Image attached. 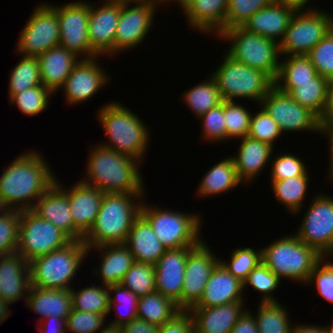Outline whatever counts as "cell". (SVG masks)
Wrapping results in <instances>:
<instances>
[{"label":"cell","instance_id":"obj_1","mask_svg":"<svg viewBox=\"0 0 333 333\" xmlns=\"http://www.w3.org/2000/svg\"><path fill=\"white\" fill-rule=\"evenodd\" d=\"M35 151L15 158L0 176L1 209L32 210L36 201L55 182L45 159Z\"/></svg>","mask_w":333,"mask_h":333},{"label":"cell","instance_id":"obj_2","mask_svg":"<svg viewBox=\"0 0 333 333\" xmlns=\"http://www.w3.org/2000/svg\"><path fill=\"white\" fill-rule=\"evenodd\" d=\"M139 164L141 163L138 160L128 155L103 145L95 146L89 154L88 168L85 172V175H88L81 181L96 187L103 193L144 195Z\"/></svg>","mask_w":333,"mask_h":333},{"label":"cell","instance_id":"obj_3","mask_svg":"<svg viewBox=\"0 0 333 333\" xmlns=\"http://www.w3.org/2000/svg\"><path fill=\"white\" fill-rule=\"evenodd\" d=\"M141 197V193H104L95 222L83 238L89 252L94 247L125 243L134 220L140 215ZM136 200L139 204L134 203Z\"/></svg>","mask_w":333,"mask_h":333},{"label":"cell","instance_id":"obj_4","mask_svg":"<svg viewBox=\"0 0 333 333\" xmlns=\"http://www.w3.org/2000/svg\"><path fill=\"white\" fill-rule=\"evenodd\" d=\"M98 117L109 138V143L101 145L138 161L143 159L149 133L140 117L117 102L102 106Z\"/></svg>","mask_w":333,"mask_h":333},{"label":"cell","instance_id":"obj_5","mask_svg":"<svg viewBox=\"0 0 333 333\" xmlns=\"http://www.w3.org/2000/svg\"><path fill=\"white\" fill-rule=\"evenodd\" d=\"M88 248L83 240H73L67 246L29 262L31 285L48 289H71V279L78 271Z\"/></svg>","mask_w":333,"mask_h":333},{"label":"cell","instance_id":"obj_6","mask_svg":"<svg viewBox=\"0 0 333 333\" xmlns=\"http://www.w3.org/2000/svg\"><path fill=\"white\" fill-rule=\"evenodd\" d=\"M323 257L297 236L282 237L262 248V262L279 278L307 283L315 265ZM282 277V278H281Z\"/></svg>","mask_w":333,"mask_h":333},{"label":"cell","instance_id":"obj_7","mask_svg":"<svg viewBox=\"0 0 333 333\" xmlns=\"http://www.w3.org/2000/svg\"><path fill=\"white\" fill-rule=\"evenodd\" d=\"M212 78L225 101L248 98L258 103L275 86V81L263 71L246 66L225 53L223 63ZM235 98V99H234Z\"/></svg>","mask_w":333,"mask_h":333},{"label":"cell","instance_id":"obj_8","mask_svg":"<svg viewBox=\"0 0 333 333\" xmlns=\"http://www.w3.org/2000/svg\"><path fill=\"white\" fill-rule=\"evenodd\" d=\"M220 37L232 42L227 51L230 57L276 80L280 69L278 58L281 56L277 41L249 32L242 26L227 29Z\"/></svg>","mask_w":333,"mask_h":333},{"label":"cell","instance_id":"obj_9","mask_svg":"<svg viewBox=\"0 0 333 333\" xmlns=\"http://www.w3.org/2000/svg\"><path fill=\"white\" fill-rule=\"evenodd\" d=\"M140 214L149 222L158 240L166 249L197 246L200 238L201 221L199 214H186L168 209L149 207L141 204Z\"/></svg>","mask_w":333,"mask_h":333},{"label":"cell","instance_id":"obj_10","mask_svg":"<svg viewBox=\"0 0 333 333\" xmlns=\"http://www.w3.org/2000/svg\"><path fill=\"white\" fill-rule=\"evenodd\" d=\"M72 241L65 232L40 218L32 210L20 211L17 253L28 263L34 258L61 249Z\"/></svg>","mask_w":333,"mask_h":333},{"label":"cell","instance_id":"obj_11","mask_svg":"<svg viewBox=\"0 0 333 333\" xmlns=\"http://www.w3.org/2000/svg\"><path fill=\"white\" fill-rule=\"evenodd\" d=\"M333 29V17L316 10L295 11L283 40L281 55H307Z\"/></svg>","mask_w":333,"mask_h":333},{"label":"cell","instance_id":"obj_12","mask_svg":"<svg viewBox=\"0 0 333 333\" xmlns=\"http://www.w3.org/2000/svg\"><path fill=\"white\" fill-rule=\"evenodd\" d=\"M40 5L35 7L19 36L16 50L23 56L37 57L50 48L59 46L57 12L50 4Z\"/></svg>","mask_w":333,"mask_h":333},{"label":"cell","instance_id":"obj_13","mask_svg":"<svg viewBox=\"0 0 333 333\" xmlns=\"http://www.w3.org/2000/svg\"><path fill=\"white\" fill-rule=\"evenodd\" d=\"M296 236L322 257L333 256V197L313 198Z\"/></svg>","mask_w":333,"mask_h":333},{"label":"cell","instance_id":"obj_14","mask_svg":"<svg viewBox=\"0 0 333 333\" xmlns=\"http://www.w3.org/2000/svg\"><path fill=\"white\" fill-rule=\"evenodd\" d=\"M51 7L57 12L59 19V46L74 52L78 57L79 55H84V58L99 56L89 42V3L77 1L60 7Z\"/></svg>","mask_w":333,"mask_h":333},{"label":"cell","instance_id":"obj_15","mask_svg":"<svg viewBox=\"0 0 333 333\" xmlns=\"http://www.w3.org/2000/svg\"><path fill=\"white\" fill-rule=\"evenodd\" d=\"M260 105L277 122L282 133L304 130L322 132L319 117L276 86L263 97Z\"/></svg>","mask_w":333,"mask_h":333},{"label":"cell","instance_id":"obj_16","mask_svg":"<svg viewBox=\"0 0 333 333\" xmlns=\"http://www.w3.org/2000/svg\"><path fill=\"white\" fill-rule=\"evenodd\" d=\"M205 244L202 240L188 252L180 295V310H190L199 302L211 272L220 262Z\"/></svg>","mask_w":333,"mask_h":333},{"label":"cell","instance_id":"obj_17","mask_svg":"<svg viewBox=\"0 0 333 333\" xmlns=\"http://www.w3.org/2000/svg\"><path fill=\"white\" fill-rule=\"evenodd\" d=\"M138 3V4H137ZM159 0H144L132 3H121L120 16L115 34V53L132 49L147 36L155 16V7Z\"/></svg>","mask_w":333,"mask_h":333},{"label":"cell","instance_id":"obj_18","mask_svg":"<svg viewBox=\"0 0 333 333\" xmlns=\"http://www.w3.org/2000/svg\"><path fill=\"white\" fill-rule=\"evenodd\" d=\"M97 57L80 59L65 80L61 88H64L65 99L69 104L75 105L88 100L108 83L109 77L96 62Z\"/></svg>","mask_w":333,"mask_h":333},{"label":"cell","instance_id":"obj_19","mask_svg":"<svg viewBox=\"0 0 333 333\" xmlns=\"http://www.w3.org/2000/svg\"><path fill=\"white\" fill-rule=\"evenodd\" d=\"M193 247L196 246L167 249L154 265L156 292L170 298L179 309L185 264Z\"/></svg>","mask_w":333,"mask_h":333},{"label":"cell","instance_id":"obj_20","mask_svg":"<svg viewBox=\"0 0 333 333\" xmlns=\"http://www.w3.org/2000/svg\"><path fill=\"white\" fill-rule=\"evenodd\" d=\"M120 10L121 3L117 2L106 0L104 5L96 9L89 3V42L99 56L115 54V34Z\"/></svg>","mask_w":333,"mask_h":333},{"label":"cell","instance_id":"obj_21","mask_svg":"<svg viewBox=\"0 0 333 333\" xmlns=\"http://www.w3.org/2000/svg\"><path fill=\"white\" fill-rule=\"evenodd\" d=\"M32 211L65 232L72 240H83L84 236L74 227L67 194L55 182L36 201Z\"/></svg>","mask_w":333,"mask_h":333},{"label":"cell","instance_id":"obj_22","mask_svg":"<svg viewBox=\"0 0 333 333\" xmlns=\"http://www.w3.org/2000/svg\"><path fill=\"white\" fill-rule=\"evenodd\" d=\"M55 183L67 194L74 227L85 236L95 222L104 193L82 181L69 190H64L57 180Z\"/></svg>","mask_w":333,"mask_h":333},{"label":"cell","instance_id":"obj_23","mask_svg":"<svg viewBox=\"0 0 333 333\" xmlns=\"http://www.w3.org/2000/svg\"><path fill=\"white\" fill-rule=\"evenodd\" d=\"M29 263L19 253L0 256V298L14 303L31 289Z\"/></svg>","mask_w":333,"mask_h":333},{"label":"cell","instance_id":"obj_24","mask_svg":"<svg viewBox=\"0 0 333 333\" xmlns=\"http://www.w3.org/2000/svg\"><path fill=\"white\" fill-rule=\"evenodd\" d=\"M243 290V282L219 262L210 274L201 299L194 307H213L243 301Z\"/></svg>","mask_w":333,"mask_h":333},{"label":"cell","instance_id":"obj_25","mask_svg":"<svg viewBox=\"0 0 333 333\" xmlns=\"http://www.w3.org/2000/svg\"><path fill=\"white\" fill-rule=\"evenodd\" d=\"M294 13V9L274 1L255 12L242 27L280 43Z\"/></svg>","mask_w":333,"mask_h":333},{"label":"cell","instance_id":"obj_26","mask_svg":"<svg viewBox=\"0 0 333 333\" xmlns=\"http://www.w3.org/2000/svg\"><path fill=\"white\" fill-rule=\"evenodd\" d=\"M243 301L213 307H192L195 333H230L245 312Z\"/></svg>","mask_w":333,"mask_h":333},{"label":"cell","instance_id":"obj_27","mask_svg":"<svg viewBox=\"0 0 333 333\" xmlns=\"http://www.w3.org/2000/svg\"><path fill=\"white\" fill-rule=\"evenodd\" d=\"M40 65L41 83L53 93L63 86L80 60L72 51L56 46L37 56Z\"/></svg>","mask_w":333,"mask_h":333},{"label":"cell","instance_id":"obj_28","mask_svg":"<svg viewBox=\"0 0 333 333\" xmlns=\"http://www.w3.org/2000/svg\"><path fill=\"white\" fill-rule=\"evenodd\" d=\"M228 5L229 0H189L182 9L190 27L219 36L224 31Z\"/></svg>","mask_w":333,"mask_h":333},{"label":"cell","instance_id":"obj_29","mask_svg":"<svg viewBox=\"0 0 333 333\" xmlns=\"http://www.w3.org/2000/svg\"><path fill=\"white\" fill-rule=\"evenodd\" d=\"M124 244L133 254L135 261L153 265L167 250L141 214L134 220Z\"/></svg>","mask_w":333,"mask_h":333},{"label":"cell","instance_id":"obj_30","mask_svg":"<svg viewBox=\"0 0 333 333\" xmlns=\"http://www.w3.org/2000/svg\"><path fill=\"white\" fill-rule=\"evenodd\" d=\"M23 299L42 319L56 316L67 318L72 310V296L68 289H48L31 286L30 292Z\"/></svg>","mask_w":333,"mask_h":333},{"label":"cell","instance_id":"obj_31","mask_svg":"<svg viewBox=\"0 0 333 333\" xmlns=\"http://www.w3.org/2000/svg\"><path fill=\"white\" fill-rule=\"evenodd\" d=\"M240 139L238 155L232 156L235 168L242 182L253 181L270 160L273 146L248 136Z\"/></svg>","mask_w":333,"mask_h":333},{"label":"cell","instance_id":"obj_32","mask_svg":"<svg viewBox=\"0 0 333 333\" xmlns=\"http://www.w3.org/2000/svg\"><path fill=\"white\" fill-rule=\"evenodd\" d=\"M329 84L330 81L319 74L310 79V82H275V86L281 92L287 93L299 105L308 108L318 117L324 110Z\"/></svg>","mask_w":333,"mask_h":333},{"label":"cell","instance_id":"obj_33","mask_svg":"<svg viewBox=\"0 0 333 333\" xmlns=\"http://www.w3.org/2000/svg\"><path fill=\"white\" fill-rule=\"evenodd\" d=\"M102 253V261L95 273L97 272L102 278V282L106 286L121 283L124 275L135 262L133 254L128 247L123 244H109L94 247Z\"/></svg>","mask_w":333,"mask_h":333},{"label":"cell","instance_id":"obj_34","mask_svg":"<svg viewBox=\"0 0 333 333\" xmlns=\"http://www.w3.org/2000/svg\"><path fill=\"white\" fill-rule=\"evenodd\" d=\"M200 183L197 190L200 197L226 193L239 185L241 180L238 177L233 157L223 159L211 167Z\"/></svg>","mask_w":333,"mask_h":333},{"label":"cell","instance_id":"obj_35","mask_svg":"<svg viewBox=\"0 0 333 333\" xmlns=\"http://www.w3.org/2000/svg\"><path fill=\"white\" fill-rule=\"evenodd\" d=\"M179 311L176 303L156 291L138 298L137 317L157 327L169 321Z\"/></svg>","mask_w":333,"mask_h":333},{"label":"cell","instance_id":"obj_36","mask_svg":"<svg viewBox=\"0 0 333 333\" xmlns=\"http://www.w3.org/2000/svg\"><path fill=\"white\" fill-rule=\"evenodd\" d=\"M308 174L283 180H271L272 190L277 198L292 213H299L308 190Z\"/></svg>","mask_w":333,"mask_h":333},{"label":"cell","instance_id":"obj_37","mask_svg":"<svg viewBox=\"0 0 333 333\" xmlns=\"http://www.w3.org/2000/svg\"><path fill=\"white\" fill-rule=\"evenodd\" d=\"M70 292L72 309L108 316L110 304L108 286L103 284L102 287H99L93 284L80 291L71 288Z\"/></svg>","mask_w":333,"mask_h":333},{"label":"cell","instance_id":"obj_38","mask_svg":"<svg viewBox=\"0 0 333 333\" xmlns=\"http://www.w3.org/2000/svg\"><path fill=\"white\" fill-rule=\"evenodd\" d=\"M255 321L259 333H291L287 310L279 302H259ZM284 308V309H283Z\"/></svg>","mask_w":333,"mask_h":333},{"label":"cell","instance_id":"obj_39","mask_svg":"<svg viewBox=\"0 0 333 333\" xmlns=\"http://www.w3.org/2000/svg\"><path fill=\"white\" fill-rule=\"evenodd\" d=\"M183 97L186 105H189L197 118L223 102L217 83L212 76L186 91Z\"/></svg>","mask_w":333,"mask_h":333},{"label":"cell","instance_id":"obj_40","mask_svg":"<svg viewBox=\"0 0 333 333\" xmlns=\"http://www.w3.org/2000/svg\"><path fill=\"white\" fill-rule=\"evenodd\" d=\"M9 78V97L24 90L42 85L40 65L37 57L22 56Z\"/></svg>","mask_w":333,"mask_h":333},{"label":"cell","instance_id":"obj_41","mask_svg":"<svg viewBox=\"0 0 333 333\" xmlns=\"http://www.w3.org/2000/svg\"><path fill=\"white\" fill-rule=\"evenodd\" d=\"M121 284L138 298L155 292L154 265L135 261L124 275Z\"/></svg>","mask_w":333,"mask_h":333},{"label":"cell","instance_id":"obj_42","mask_svg":"<svg viewBox=\"0 0 333 333\" xmlns=\"http://www.w3.org/2000/svg\"><path fill=\"white\" fill-rule=\"evenodd\" d=\"M286 59V60H285ZM280 62L275 82L304 83L317 75L316 68L307 55H291Z\"/></svg>","mask_w":333,"mask_h":333},{"label":"cell","instance_id":"obj_43","mask_svg":"<svg viewBox=\"0 0 333 333\" xmlns=\"http://www.w3.org/2000/svg\"><path fill=\"white\" fill-rule=\"evenodd\" d=\"M20 211L0 208V256L17 252Z\"/></svg>","mask_w":333,"mask_h":333},{"label":"cell","instance_id":"obj_44","mask_svg":"<svg viewBox=\"0 0 333 333\" xmlns=\"http://www.w3.org/2000/svg\"><path fill=\"white\" fill-rule=\"evenodd\" d=\"M52 94L51 90L39 85L10 96L9 100L12 104H16L23 114L35 116L46 109L49 96Z\"/></svg>","mask_w":333,"mask_h":333},{"label":"cell","instance_id":"obj_45","mask_svg":"<svg viewBox=\"0 0 333 333\" xmlns=\"http://www.w3.org/2000/svg\"><path fill=\"white\" fill-rule=\"evenodd\" d=\"M224 116L226 126V140L229 138H244L250 129L251 113L235 101L224 100Z\"/></svg>","mask_w":333,"mask_h":333},{"label":"cell","instance_id":"obj_46","mask_svg":"<svg viewBox=\"0 0 333 333\" xmlns=\"http://www.w3.org/2000/svg\"><path fill=\"white\" fill-rule=\"evenodd\" d=\"M231 254V262L220 263L237 279L244 282L249 273L262 262V248L256 252L250 247L239 248L233 250Z\"/></svg>","mask_w":333,"mask_h":333},{"label":"cell","instance_id":"obj_47","mask_svg":"<svg viewBox=\"0 0 333 333\" xmlns=\"http://www.w3.org/2000/svg\"><path fill=\"white\" fill-rule=\"evenodd\" d=\"M280 279L263 263L260 262L243 282V288L251 285L255 290L262 293L261 302H278L271 292L277 289ZM264 294V295H263Z\"/></svg>","mask_w":333,"mask_h":333},{"label":"cell","instance_id":"obj_48","mask_svg":"<svg viewBox=\"0 0 333 333\" xmlns=\"http://www.w3.org/2000/svg\"><path fill=\"white\" fill-rule=\"evenodd\" d=\"M275 0H229L224 31L243 24L258 10Z\"/></svg>","mask_w":333,"mask_h":333},{"label":"cell","instance_id":"obj_49","mask_svg":"<svg viewBox=\"0 0 333 333\" xmlns=\"http://www.w3.org/2000/svg\"><path fill=\"white\" fill-rule=\"evenodd\" d=\"M317 74L333 81V29L307 54Z\"/></svg>","mask_w":333,"mask_h":333},{"label":"cell","instance_id":"obj_50","mask_svg":"<svg viewBox=\"0 0 333 333\" xmlns=\"http://www.w3.org/2000/svg\"><path fill=\"white\" fill-rule=\"evenodd\" d=\"M282 134L277 122L261 106L260 112L251 115L248 137L273 146Z\"/></svg>","mask_w":333,"mask_h":333},{"label":"cell","instance_id":"obj_51","mask_svg":"<svg viewBox=\"0 0 333 333\" xmlns=\"http://www.w3.org/2000/svg\"><path fill=\"white\" fill-rule=\"evenodd\" d=\"M108 290L110 294L109 314L111 310H113V308H115V310L118 311L117 307H115L117 302L118 303L120 302L121 306L128 305V308L130 307L129 310H127L126 312V315L125 313H124L125 316L123 314H119L118 319L116 318L114 321L111 322L112 325L121 327L122 325L129 323L132 319L137 317L138 297L132 291L125 288L121 283L108 286ZM114 293L118 298L112 297V294Z\"/></svg>","mask_w":333,"mask_h":333},{"label":"cell","instance_id":"obj_52","mask_svg":"<svg viewBox=\"0 0 333 333\" xmlns=\"http://www.w3.org/2000/svg\"><path fill=\"white\" fill-rule=\"evenodd\" d=\"M198 118L203 122V136L207 141L220 142L226 140V126L224 116V100Z\"/></svg>","mask_w":333,"mask_h":333},{"label":"cell","instance_id":"obj_53","mask_svg":"<svg viewBox=\"0 0 333 333\" xmlns=\"http://www.w3.org/2000/svg\"><path fill=\"white\" fill-rule=\"evenodd\" d=\"M106 316L86 311L71 310L66 328L74 333H96L105 323Z\"/></svg>","mask_w":333,"mask_h":333},{"label":"cell","instance_id":"obj_54","mask_svg":"<svg viewBox=\"0 0 333 333\" xmlns=\"http://www.w3.org/2000/svg\"><path fill=\"white\" fill-rule=\"evenodd\" d=\"M323 257L314 267L308 283H315L317 291L321 297L333 303V262H324ZM323 263V264H322Z\"/></svg>","mask_w":333,"mask_h":333},{"label":"cell","instance_id":"obj_55","mask_svg":"<svg viewBox=\"0 0 333 333\" xmlns=\"http://www.w3.org/2000/svg\"><path fill=\"white\" fill-rule=\"evenodd\" d=\"M272 161L271 180H283L295 176L304 175L307 166L293 154H280Z\"/></svg>","mask_w":333,"mask_h":333},{"label":"cell","instance_id":"obj_56","mask_svg":"<svg viewBox=\"0 0 333 333\" xmlns=\"http://www.w3.org/2000/svg\"><path fill=\"white\" fill-rule=\"evenodd\" d=\"M158 333H195L191 312L180 310L169 321L159 327Z\"/></svg>","mask_w":333,"mask_h":333},{"label":"cell","instance_id":"obj_57","mask_svg":"<svg viewBox=\"0 0 333 333\" xmlns=\"http://www.w3.org/2000/svg\"><path fill=\"white\" fill-rule=\"evenodd\" d=\"M319 124L322 131L333 129V81L327 89L326 104L319 117Z\"/></svg>","mask_w":333,"mask_h":333},{"label":"cell","instance_id":"obj_58","mask_svg":"<svg viewBox=\"0 0 333 333\" xmlns=\"http://www.w3.org/2000/svg\"><path fill=\"white\" fill-rule=\"evenodd\" d=\"M230 333H259L255 316L252 315V312H248L245 309V312L239 317Z\"/></svg>","mask_w":333,"mask_h":333},{"label":"cell","instance_id":"obj_59","mask_svg":"<svg viewBox=\"0 0 333 333\" xmlns=\"http://www.w3.org/2000/svg\"><path fill=\"white\" fill-rule=\"evenodd\" d=\"M122 333H158L159 327L150 324L141 318H134L121 326Z\"/></svg>","mask_w":333,"mask_h":333},{"label":"cell","instance_id":"obj_60","mask_svg":"<svg viewBox=\"0 0 333 333\" xmlns=\"http://www.w3.org/2000/svg\"><path fill=\"white\" fill-rule=\"evenodd\" d=\"M46 319V321L43 320V322H47V325L44 323L45 327L42 325L38 326L40 328V333H66L67 318H58L56 316H51Z\"/></svg>","mask_w":333,"mask_h":333},{"label":"cell","instance_id":"obj_61","mask_svg":"<svg viewBox=\"0 0 333 333\" xmlns=\"http://www.w3.org/2000/svg\"><path fill=\"white\" fill-rule=\"evenodd\" d=\"M291 333H327L326 328L319 325H296L293 326Z\"/></svg>","mask_w":333,"mask_h":333},{"label":"cell","instance_id":"obj_62","mask_svg":"<svg viewBox=\"0 0 333 333\" xmlns=\"http://www.w3.org/2000/svg\"><path fill=\"white\" fill-rule=\"evenodd\" d=\"M275 2L288 6L295 11H304V9L313 10L312 8H305V4H308L309 0H275ZM304 8V9H303Z\"/></svg>","mask_w":333,"mask_h":333},{"label":"cell","instance_id":"obj_63","mask_svg":"<svg viewBox=\"0 0 333 333\" xmlns=\"http://www.w3.org/2000/svg\"><path fill=\"white\" fill-rule=\"evenodd\" d=\"M322 134L324 133V135H328L329 136V146H330V149H328V150H330V155L329 156H331L330 158V168H329V170H330V172H328L329 173V175H330V177H328L329 178V180H331V181H333L332 179H333V129L332 130H326V131H322L321 132ZM332 178V179H331Z\"/></svg>","mask_w":333,"mask_h":333},{"label":"cell","instance_id":"obj_64","mask_svg":"<svg viewBox=\"0 0 333 333\" xmlns=\"http://www.w3.org/2000/svg\"><path fill=\"white\" fill-rule=\"evenodd\" d=\"M8 305L11 304L0 298V324L3 323L9 315H11V309L9 310Z\"/></svg>","mask_w":333,"mask_h":333},{"label":"cell","instance_id":"obj_65","mask_svg":"<svg viewBox=\"0 0 333 333\" xmlns=\"http://www.w3.org/2000/svg\"><path fill=\"white\" fill-rule=\"evenodd\" d=\"M100 333H122V329L120 326L108 324V326L103 327V329L101 328Z\"/></svg>","mask_w":333,"mask_h":333},{"label":"cell","instance_id":"obj_66","mask_svg":"<svg viewBox=\"0 0 333 333\" xmlns=\"http://www.w3.org/2000/svg\"><path fill=\"white\" fill-rule=\"evenodd\" d=\"M165 1H167V2H169V1H171V0H160L159 2V4H161V2H165ZM174 1V0H173ZM177 3H179V6H182L181 8H183L187 3H188V1L189 0H175Z\"/></svg>","mask_w":333,"mask_h":333},{"label":"cell","instance_id":"obj_67","mask_svg":"<svg viewBox=\"0 0 333 333\" xmlns=\"http://www.w3.org/2000/svg\"><path fill=\"white\" fill-rule=\"evenodd\" d=\"M110 2H117V3H136L139 1H144V0H107Z\"/></svg>","mask_w":333,"mask_h":333},{"label":"cell","instance_id":"obj_68","mask_svg":"<svg viewBox=\"0 0 333 333\" xmlns=\"http://www.w3.org/2000/svg\"><path fill=\"white\" fill-rule=\"evenodd\" d=\"M326 332L327 333H333V321H332V324L330 326H326Z\"/></svg>","mask_w":333,"mask_h":333}]
</instances>
